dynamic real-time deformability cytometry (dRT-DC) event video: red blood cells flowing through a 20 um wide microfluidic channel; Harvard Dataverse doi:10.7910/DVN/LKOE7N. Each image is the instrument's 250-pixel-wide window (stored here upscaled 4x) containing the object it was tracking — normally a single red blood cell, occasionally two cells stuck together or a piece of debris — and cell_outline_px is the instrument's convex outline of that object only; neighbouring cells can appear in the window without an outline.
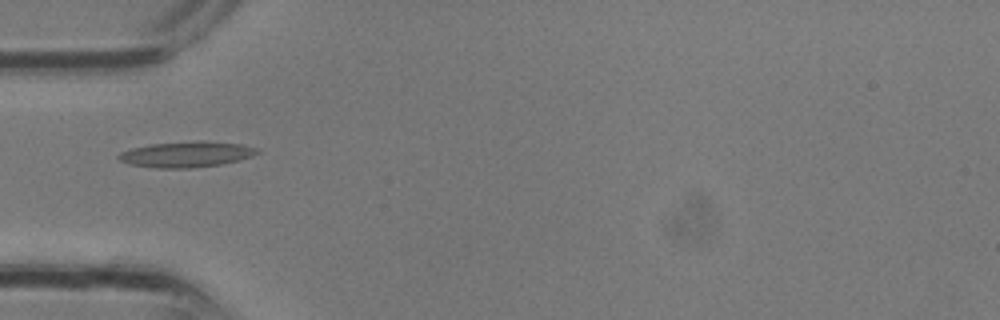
{"species": "common noctule bat (a hibernating species)", "species_latin": "Nyctalus noctula", "temperature_condition": "room temperature", "stored_images_in_passage": 4, "camera_frame_rate_fps": 3000, "um_per_image_px": 0.085, "animal": {"sex": "male", "body_mass_g": 13.3}, "frame": {"image": 1, "passage_image": 4, "time_ms": 1.0, "image_size_px": [1000, 320], "cell_outline_px": [[260, 152], [236, 160], [220, 164], [192, 168], [156, 168], [128, 164], [120, 160], [116, 156], [120, 152], [132, 148], [148, 144], [200, 140], [240, 144], [256, 148]], "centroid_in_image_um": [15.76, 13.11], "position_along_channel_um": 69.2, "area_um2": 20.63}}